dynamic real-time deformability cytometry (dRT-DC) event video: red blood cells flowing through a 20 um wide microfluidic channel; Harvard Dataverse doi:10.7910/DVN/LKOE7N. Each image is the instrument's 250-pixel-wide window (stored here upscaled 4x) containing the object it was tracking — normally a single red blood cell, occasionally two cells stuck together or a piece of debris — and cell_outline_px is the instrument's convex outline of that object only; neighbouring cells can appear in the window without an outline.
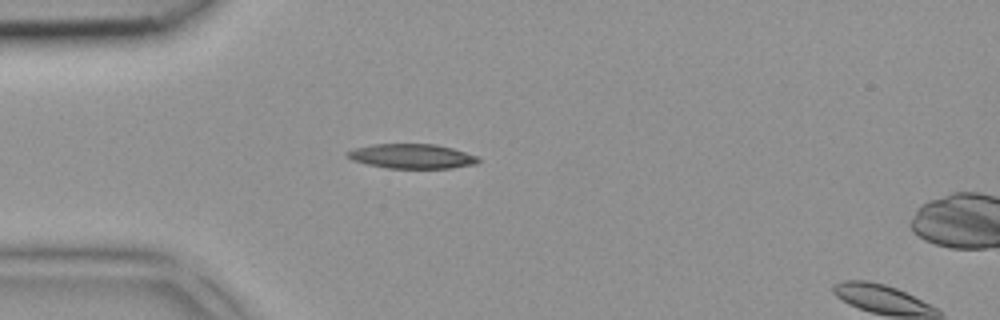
{"species": "common noctule bat (a hibernating species)", "species_latin": "Nyctalus noctula", "temperature_condition": "room temperature", "stored_images_in_passage": 2, "camera_frame_rate_fps": 3000, "um_per_image_px": 0.085, "animal": {"sex": "female", "body_mass_g": 18.4}, "frame": {"image": 1, "passage_image": 1, "time_ms": 0.0, "image_size_px": [1000, 320], "cell_outline_px": [[480, 160], [476, 164], [452, 168], [388, 168], [368, 164], [352, 160], [344, 152], [352, 148], [372, 144], [436, 144], [452, 148], [480, 156]], "centroid_in_image_um": [35.02, 13.27], "position_along_channel_um": 50.0, "area_um2": 18.9}}